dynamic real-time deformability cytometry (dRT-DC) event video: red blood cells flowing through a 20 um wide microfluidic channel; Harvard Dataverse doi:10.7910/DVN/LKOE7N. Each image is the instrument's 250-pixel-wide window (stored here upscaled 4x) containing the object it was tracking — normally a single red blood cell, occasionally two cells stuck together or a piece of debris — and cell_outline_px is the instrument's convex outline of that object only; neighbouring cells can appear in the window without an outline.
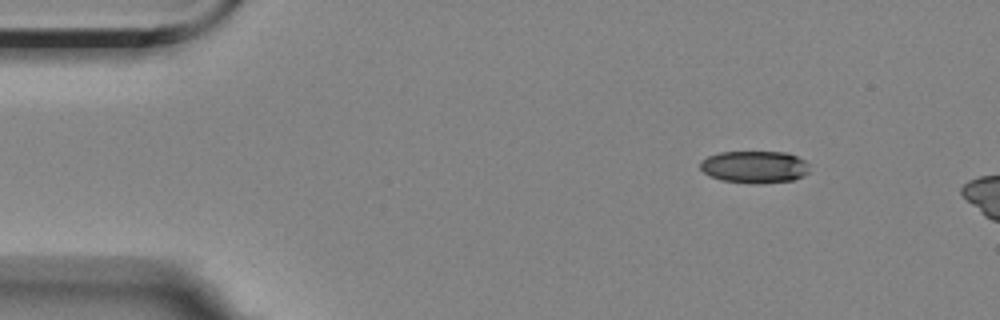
{"species": "Egyptian fruit bat (a non-hibernating species)", "species_latin": "Rousettus aegyptiacus", "temperature_condition": "room temperature", "stored_images_in_passage": 2, "camera_frame_rate_fps": 3000, "um_per_image_px": 0.085, "animal": {"sex": "female"}, "frame": {"image": 1, "passage_image": 1, "time_ms": 0.0, "image_size_px": [1000, 320], "cell_outline_px": [[808, 172], [804, 176], [792, 180], [756, 184], [720, 180], [704, 172], [700, 168], [700, 160], [708, 156], [720, 152], [788, 152], [804, 160], [808, 164]], "centroid_in_image_um": [64.13, 14.18], "position_along_channel_um": 20.9, "area_um2": 20.52}}